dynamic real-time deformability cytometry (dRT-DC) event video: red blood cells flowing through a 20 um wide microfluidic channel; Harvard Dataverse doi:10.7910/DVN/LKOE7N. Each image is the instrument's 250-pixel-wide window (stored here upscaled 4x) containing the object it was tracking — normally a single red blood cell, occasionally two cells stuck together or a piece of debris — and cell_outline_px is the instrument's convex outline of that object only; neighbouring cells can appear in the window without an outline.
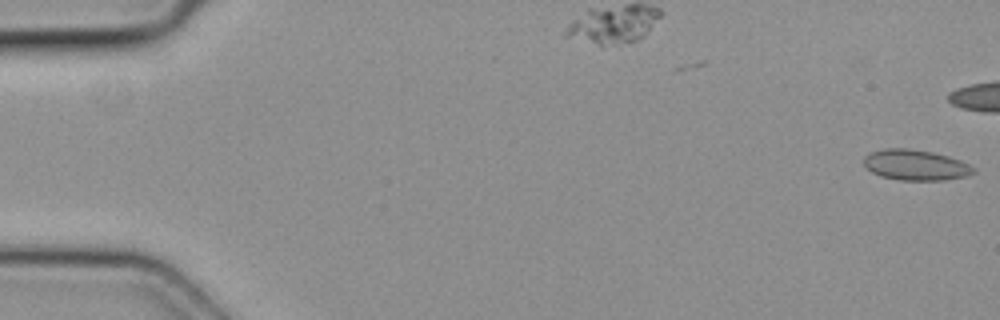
{"species": "common noctule bat (a hibernating species)", "species_latin": "Nyctalus noctula", "temperature_condition": "cold", "stored_images_in_passage": 6, "camera_frame_rate_fps": 3000, "um_per_image_px": 0.085, "animal": {"sex": "female", "body_mass_g": 19.3, "forearm_length_mm": 54.1}, "frame": {"image": 1, "passage_image": 1, "time_ms": 0.0, "image_size_px": [1000, 320], "cell_outline_px": [[976, 172], [968, 176], [944, 180], [900, 180], [880, 176], [872, 172], [864, 164], [864, 156], [868, 152], [884, 148], [908, 148], [932, 152], [948, 156], [960, 160], [976, 168]], "centroid_in_image_um": [77.83, 14.02], "position_along_channel_um": 7.2, "area_um2": 19.71}}
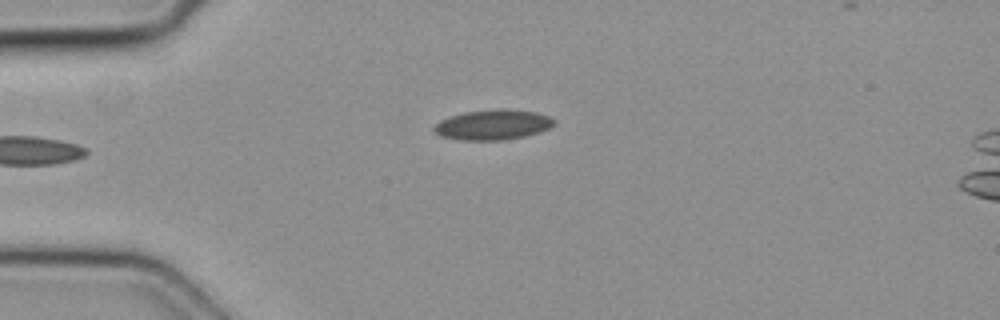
{"frame": {"image": 2, "passage_image": 6, "time_ms": 1.667, "image_size_px": [1000, 320], "cell_outline_px": [[556, 124], [540, 132], [524, 136], [504, 140], [464, 140], [440, 136], [432, 132], [432, 128], [440, 120], [464, 112], [500, 108], [508, 108], [536, 112], [552, 116], [556, 120]], "centroid_in_image_um": [41.93, 10.59], "position_along_channel_um": 43.1, "area_um2": 21.39}}